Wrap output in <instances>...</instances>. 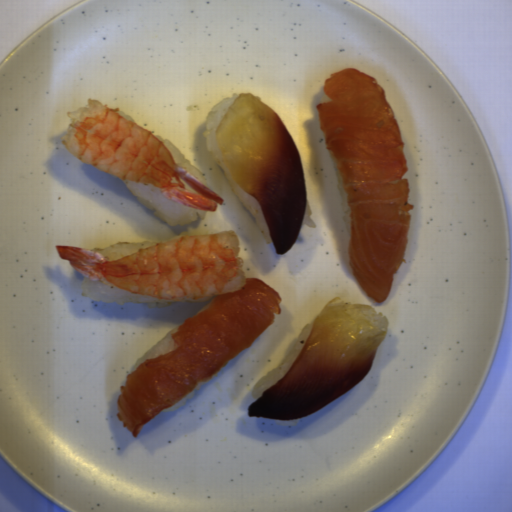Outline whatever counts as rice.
Segmentation results:
<instances>
[{
	"label": "rice",
	"mask_w": 512,
	"mask_h": 512,
	"mask_svg": "<svg viewBox=\"0 0 512 512\" xmlns=\"http://www.w3.org/2000/svg\"><path fill=\"white\" fill-rule=\"evenodd\" d=\"M241 95L240 93L233 94L230 97H226L212 106L209 114L205 118L203 135L205 137V145L207 153L214 160L218 167L222 168L223 174L232 189L243 204L244 208L253 216L257 223L264 239L269 244L272 243L269 225L265 218V215L257 200L252 198L250 195L240 189L233 178L231 177L225 158L218 146L216 131L218 126L221 124L225 114L227 113L230 105L233 101Z\"/></svg>",
	"instance_id": "obj_1"
},
{
	"label": "rice",
	"mask_w": 512,
	"mask_h": 512,
	"mask_svg": "<svg viewBox=\"0 0 512 512\" xmlns=\"http://www.w3.org/2000/svg\"><path fill=\"white\" fill-rule=\"evenodd\" d=\"M140 202L169 227L203 220L207 211L185 206L149 186L120 178Z\"/></svg>",
	"instance_id": "obj_2"
},
{
	"label": "rice",
	"mask_w": 512,
	"mask_h": 512,
	"mask_svg": "<svg viewBox=\"0 0 512 512\" xmlns=\"http://www.w3.org/2000/svg\"><path fill=\"white\" fill-rule=\"evenodd\" d=\"M79 290L81 297H86L92 301L116 303V305L144 303L149 308L161 309L176 301L132 294L113 285L98 282L84 274L79 284Z\"/></svg>",
	"instance_id": "obj_3"
},
{
	"label": "rice",
	"mask_w": 512,
	"mask_h": 512,
	"mask_svg": "<svg viewBox=\"0 0 512 512\" xmlns=\"http://www.w3.org/2000/svg\"><path fill=\"white\" fill-rule=\"evenodd\" d=\"M315 318L309 322L308 324L304 325L301 329L299 336L294 343V345L291 347L287 355L284 357V359L281 361V363L274 369L269 370L266 372L254 385L252 389V395L255 398H259L266 389L273 387L276 383H278L289 371L292 364L294 363L295 359L298 357V355L301 353L308 337L311 332V329L314 325Z\"/></svg>",
	"instance_id": "obj_4"
},
{
	"label": "rice",
	"mask_w": 512,
	"mask_h": 512,
	"mask_svg": "<svg viewBox=\"0 0 512 512\" xmlns=\"http://www.w3.org/2000/svg\"><path fill=\"white\" fill-rule=\"evenodd\" d=\"M211 233H220L214 227H204L195 231H185L179 234L174 235L173 237L166 239L164 241H145L140 243H127V242H119L113 243L104 248H96L91 251H96L101 254L106 260L116 261L124 258L125 256L138 251L140 249L149 248L154 245L164 243L167 241H171L179 236H190V235H201V234H211Z\"/></svg>",
	"instance_id": "obj_5"
},
{
	"label": "rice",
	"mask_w": 512,
	"mask_h": 512,
	"mask_svg": "<svg viewBox=\"0 0 512 512\" xmlns=\"http://www.w3.org/2000/svg\"><path fill=\"white\" fill-rule=\"evenodd\" d=\"M180 326L170 330L160 341H158L151 349H149L143 356H141L133 365L132 373H134L139 365L145 360L163 356L175 350L177 343L174 342L172 333H175L180 328Z\"/></svg>",
	"instance_id": "obj_6"
},
{
	"label": "rice",
	"mask_w": 512,
	"mask_h": 512,
	"mask_svg": "<svg viewBox=\"0 0 512 512\" xmlns=\"http://www.w3.org/2000/svg\"><path fill=\"white\" fill-rule=\"evenodd\" d=\"M158 137L161 142L164 144V146L169 151L170 155L172 156L174 162L178 164L181 168H183L185 171H187L190 175H192L194 178H196L198 181H200L202 184L206 186V179L203 175V173L196 168L179 150L178 148L171 143L166 138H163L161 136L155 135Z\"/></svg>",
	"instance_id": "obj_7"
},
{
	"label": "rice",
	"mask_w": 512,
	"mask_h": 512,
	"mask_svg": "<svg viewBox=\"0 0 512 512\" xmlns=\"http://www.w3.org/2000/svg\"><path fill=\"white\" fill-rule=\"evenodd\" d=\"M328 153H329L331 164L336 173L337 189L339 192L341 205H342V209H343V213H344V226H345L348 234L350 235L351 213H350V208H349V204H348V199H347L343 179L340 174V171H339V168H338V165L335 160L333 152L329 149Z\"/></svg>",
	"instance_id": "obj_8"
},
{
	"label": "rice",
	"mask_w": 512,
	"mask_h": 512,
	"mask_svg": "<svg viewBox=\"0 0 512 512\" xmlns=\"http://www.w3.org/2000/svg\"><path fill=\"white\" fill-rule=\"evenodd\" d=\"M203 383H198L193 391L188 393L186 396H184L179 401H177L176 403H174L173 405H171L170 407H168L167 409H165L162 412H171L174 410L181 409L186 404L187 400L192 399L196 395V393L198 392L199 388L203 385Z\"/></svg>",
	"instance_id": "obj_9"
},
{
	"label": "rice",
	"mask_w": 512,
	"mask_h": 512,
	"mask_svg": "<svg viewBox=\"0 0 512 512\" xmlns=\"http://www.w3.org/2000/svg\"><path fill=\"white\" fill-rule=\"evenodd\" d=\"M312 214H313V211H312V208L310 205V201H309L308 197L306 196L305 212H304V217H303V221H302L301 225H304L307 227H312V228L317 227L316 223L314 222V220L312 218Z\"/></svg>",
	"instance_id": "obj_10"
},
{
	"label": "rice",
	"mask_w": 512,
	"mask_h": 512,
	"mask_svg": "<svg viewBox=\"0 0 512 512\" xmlns=\"http://www.w3.org/2000/svg\"><path fill=\"white\" fill-rule=\"evenodd\" d=\"M301 419H296V420H292V421H281V420H274V419L273 420H274V422H276L279 425L295 426V425H298V423L300 422Z\"/></svg>",
	"instance_id": "obj_11"
},
{
	"label": "rice",
	"mask_w": 512,
	"mask_h": 512,
	"mask_svg": "<svg viewBox=\"0 0 512 512\" xmlns=\"http://www.w3.org/2000/svg\"><path fill=\"white\" fill-rule=\"evenodd\" d=\"M119 114L121 115V117H122L123 119H125V120H128V121H130V122L135 123V121H134V119L132 118V116H131V115H128V114H126V113H125V111H119ZM135 124H136V123H135Z\"/></svg>",
	"instance_id": "obj_12"
},
{
	"label": "rice",
	"mask_w": 512,
	"mask_h": 512,
	"mask_svg": "<svg viewBox=\"0 0 512 512\" xmlns=\"http://www.w3.org/2000/svg\"><path fill=\"white\" fill-rule=\"evenodd\" d=\"M211 296L210 297H200L196 300H183V301H189V302H206L208 300H210Z\"/></svg>",
	"instance_id": "obj_13"
},
{
	"label": "rice",
	"mask_w": 512,
	"mask_h": 512,
	"mask_svg": "<svg viewBox=\"0 0 512 512\" xmlns=\"http://www.w3.org/2000/svg\"><path fill=\"white\" fill-rule=\"evenodd\" d=\"M331 98L326 94V92L322 95L320 98V104L321 103H327L330 102Z\"/></svg>",
	"instance_id": "obj_14"
}]
</instances>
